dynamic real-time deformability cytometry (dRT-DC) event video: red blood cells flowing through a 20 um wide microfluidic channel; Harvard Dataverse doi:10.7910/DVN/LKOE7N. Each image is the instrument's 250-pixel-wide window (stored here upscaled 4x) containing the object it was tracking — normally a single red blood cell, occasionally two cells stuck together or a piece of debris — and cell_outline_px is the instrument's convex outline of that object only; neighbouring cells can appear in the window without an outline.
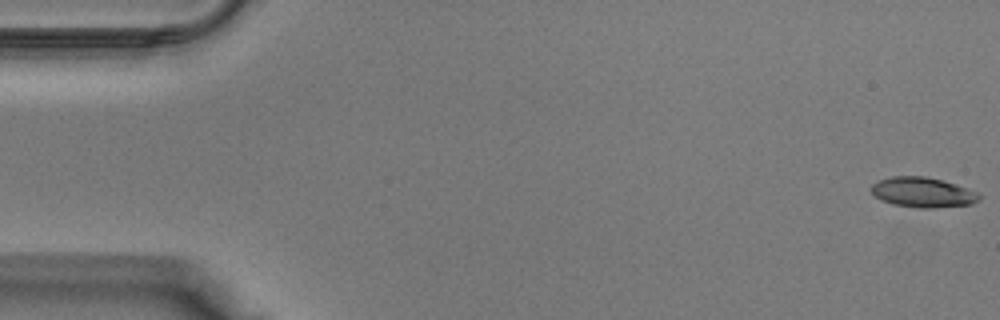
{"species": "Egyptian fruit bat (a non-hibernating species)", "species_latin": "Rousettus aegyptiacus", "temperature_condition": "warm", "stored_images_in_passage": 39, "camera_frame_rate_fps": 3000, "um_per_image_px": 0.085, "animal": {"sex": "male"}, "frame": {"image": 1, "passage_image": 1, "time_ms": 0.0, "image_size_px": [1000, 320], "cell_outline_px": [[980, 196], [972, 204], [932, 208], [920, 208], [892, 204], [880, 200], [872, 192], [872, 184], [880, 180], [892, 176], [924, 176], [956, 184], [976, 192]], "centroid_in_image_um": [78.4, 16.35], "position_along_channel_um": 6.6, "area_um2": 18.61}}
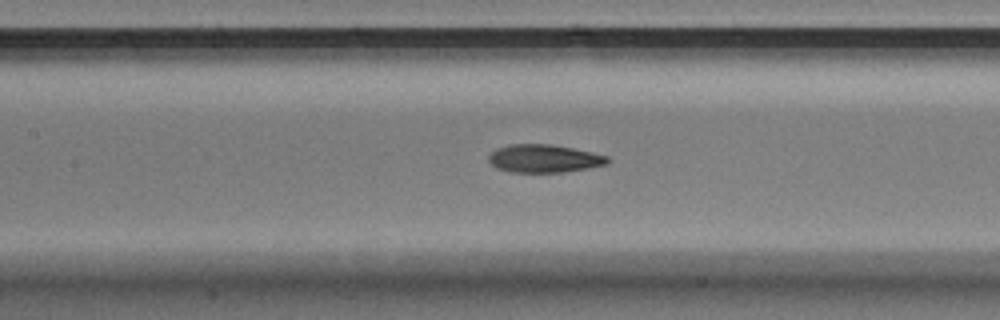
{"frame": {"image": 2, "passage_image": 18, "time_ms": 5.667, "image_size_px": [1000, 320], "cell_outline_px": [[612, 160], [608, 164], [588, 168], [564, 172], [512, 172], [496, 168], [488, 160], [488, 156], [496, 148], [508, 144], [552, 144], [592, 152], [608, 156]], "centroid_in_image_um": [46.26, 13.47], "position_along_channel_um": 161.1, "area_um2": 19.54}}
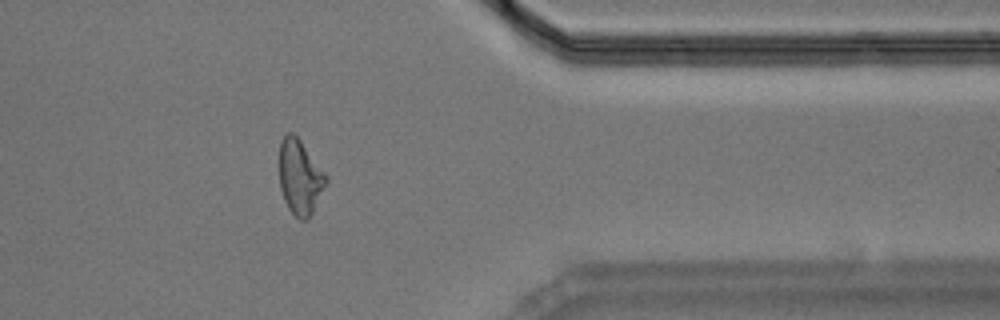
{"frame": {"image": 3, "passage_image": 32, "time_ms": 10.333, "image_size_px": [1000, 320], "cell_outline_px": [[328, 180], [308, 220], [300, 220], [288, 208], [284, 200], [280, 188], [280, 140], [288, 132], [292, 132], [300, 140], [328, 176]], "centroid_in_image_um": [25.49, 15.05], "position_along_channel_um": 385.9, "area_um2": 20.17}}